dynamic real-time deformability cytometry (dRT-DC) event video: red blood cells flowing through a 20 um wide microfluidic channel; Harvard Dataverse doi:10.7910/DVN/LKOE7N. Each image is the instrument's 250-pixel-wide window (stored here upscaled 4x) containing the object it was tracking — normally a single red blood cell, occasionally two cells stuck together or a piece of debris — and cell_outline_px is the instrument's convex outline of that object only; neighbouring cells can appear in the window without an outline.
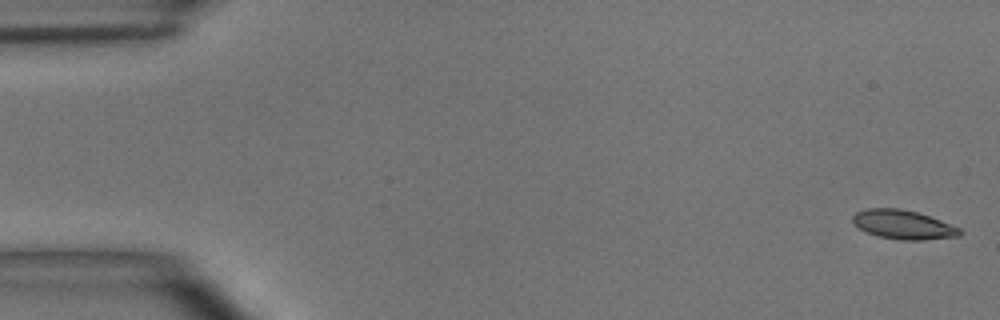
{"species": "common noctule bat (a hibernating species)", "species_latin": "Nyctalus noctula", "temperature_condition": "room temperature", "stored_images_in_passage": 49, "camera_frame_rate_fps": 3000, "um_per_image_px": 0.085, "animal": {"sex": "male", "body_mass_g": 15.6}, "frame": {"image": 1, "passage_image": 1, "time_ms": 0.0, "image_size_px": [1000, 320], "cell_outline_px": [[964, 232], [960, 236], [924, 240], [896, 240], [876, 236], [864, 232], [852, 224], [852, 216], [856, 212], [868, 208], [900, 208], [916, 212], [940, 220], [960, 228]], "centroid_in_image_um": [76.73, 19.11], "position_along_channel_um": 8.3, "area_um2": 18.44}}
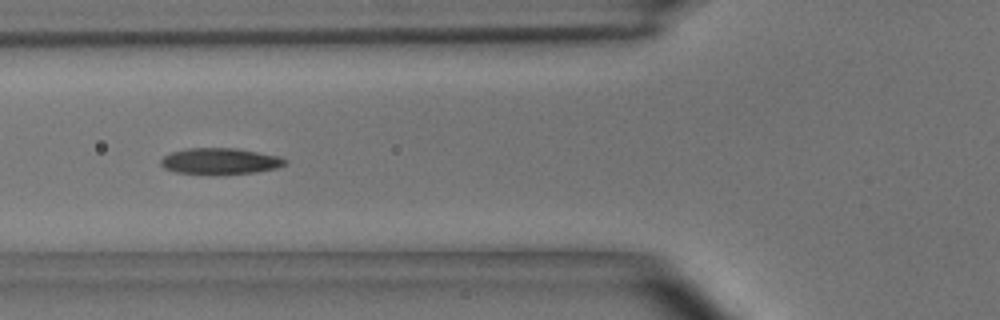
{"frame": {"image": 2, "passage_image": 18, "time_ms": 5.667, "image_size_px": [1000, 320], "cell_outline_px": [[288, 160], [284, 164], [276, 168], [256, 172], [176, 172], [164, 168], [160, 164], [160, 160], [164, 156], [172, 152], [188, 148], [236, 148], [280, 156]], "centroid_in_image_um": [18.72, 13.66], "position_along_channel_um": 107.1, "area_um2": 18.21}}
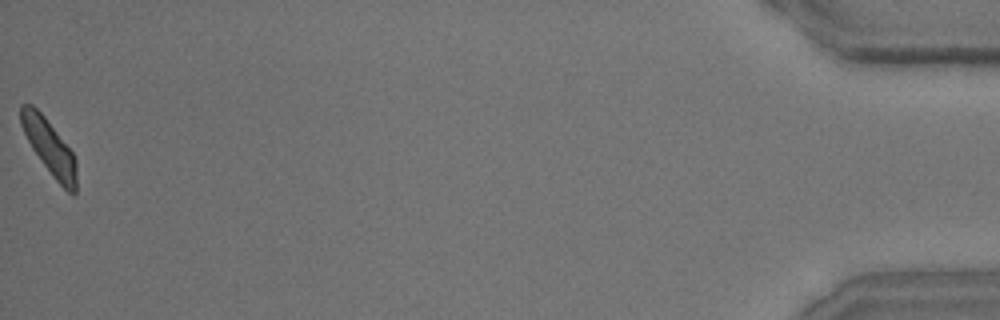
{"frame": {"image": 3, "passage_image": 49, "time_ms": 16.0, "image_size_px": [1000, 320], "cell_outline_px": [[76, 192], [72, 196], [52, 176], [32, 148], [20, 124], [20, 104], [32, 104], [44, 116], [72, 152], [76, 160]], "centroid_in_image_um": [4.19, 12.51], "position_along_channel_um": 431.0, "area_um2": 17.51}, "authors_computed_cell_mechanics": {"area_um2": 18.3804, "velocity_mm_per_s": 4.0726, "shape_relaxation_time_tau1_ms": 3.3345, "shape_relaxation_time_tau2_ms": 2.0328, "deformation_change_tau1": 0.1402, "deformation_change_tau2": 0.0806}}